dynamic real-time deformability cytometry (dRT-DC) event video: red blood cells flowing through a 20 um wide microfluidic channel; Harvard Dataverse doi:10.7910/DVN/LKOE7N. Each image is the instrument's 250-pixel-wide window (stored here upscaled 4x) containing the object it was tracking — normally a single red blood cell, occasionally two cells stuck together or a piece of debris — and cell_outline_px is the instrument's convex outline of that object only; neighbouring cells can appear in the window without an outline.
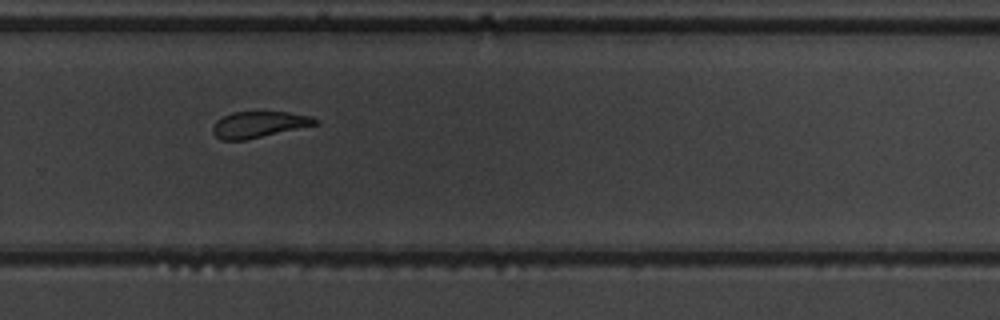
{"species": "common noctule bat (a hibernating species)", "species_latin": "Nyctalus noctula", "temperature_condition": "warm", "stored_images_in_passage": 14, "camera_frame_rate_fps": 3000, "um_per_image_px": 0.085, "animal": {"sex": "male", "body_mass_g": 19.5, "forearm_length_mm": 54.6}, "frame": {"image": 1, "passage_image": 10, "time_ms": 11.0, "image_size_px": [1000, 320], "cell_outline_px": [[320, 124], [244, 140], [220, 140], [212, 132], [212, 128], [216, 120], [232, 112], [288, 112], [312, 116], [320, 120]], "centroid_in_image_um": [22.04, 10.58], "position_along_channel_um": 307.8, "area_um2": 15.72}}
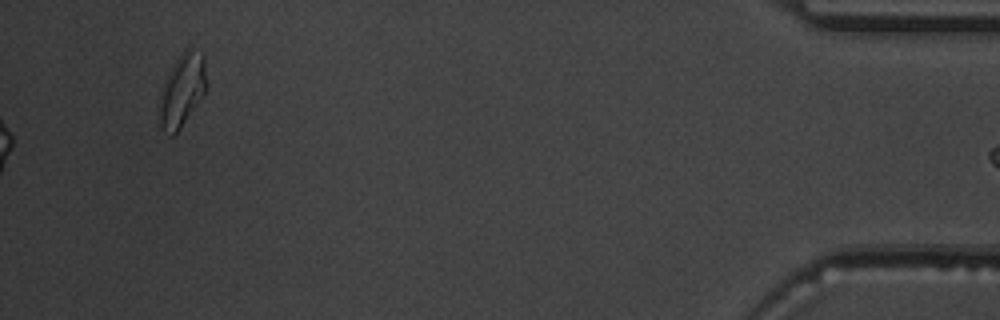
{"frame": {"image": 2, "passage_image": 14, "time_ms": 15.667, "image_size_px": [1000, 320], "cell_outline_px": [[208, 88], [180, 128], [172, 136], [168, 136], [160, 128], [156, 112], [156, 104], [160, 88], [168, 72], [176, 60], [188, 48], [204, 56]], "centroid_in_image_um": [15.41, 7.75], "position_along_channel_um": 419.8, "area_um2": 20.52}, "authors_computed_cell_mechanics": {"area_um2": 16.8487, "velocity_mm_per_s": 3.3474, "shape_relaxation_time_tau1_ms": 3.3953, "shape_relaxation_time_tau2_ms": 7.4966, "deformation_change_tau1": 0.0789, "deformation_change_tau2": 0.1499}}